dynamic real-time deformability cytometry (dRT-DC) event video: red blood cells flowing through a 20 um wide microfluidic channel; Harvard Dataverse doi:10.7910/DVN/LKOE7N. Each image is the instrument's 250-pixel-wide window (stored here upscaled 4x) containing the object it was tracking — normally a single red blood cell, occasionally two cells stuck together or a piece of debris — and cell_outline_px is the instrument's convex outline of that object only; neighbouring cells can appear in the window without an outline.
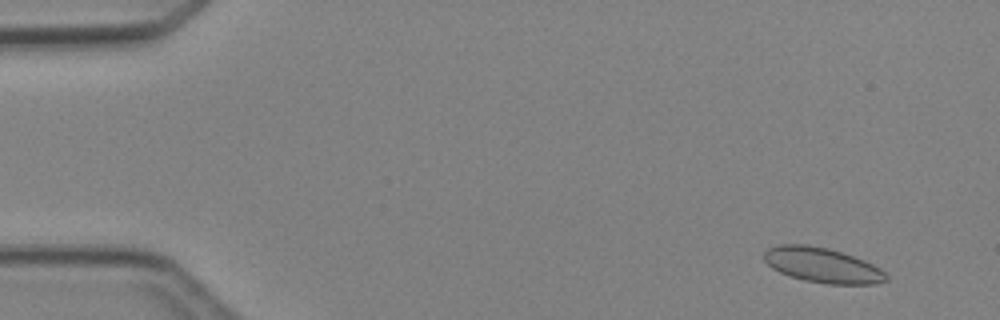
{"species": "Egyptian fruit bat (a non-hibernating species)", "species_latin": "Rousettus aegyptiacus", "temperature_condition": "cold", "stored_images_in_passage": 5, "segment_of_instrument_passage": [1, 2], "camera_frame_rate_fps": 3000, "um_per_image_px": 0.085, "animal": {"sex": "female"}, "frame": {"image": 1, "passage_image": 1, "time_ms": 0.0, "image_size_px": [1000, 320], "cell_outline_px": [[888, 280], [876, 284], [828, 284], [804, 280], [780, 272], [772, 268], [764, 260], [764, 252], [768, 248], [780, 244], [808, 244], [828, 248], [864, 260], [880, 268], [888, 276]], "centroid_in_image_um": [69.9, 22.54], "position_along_channel_um": 15.1, "area_um2": 24.8}}
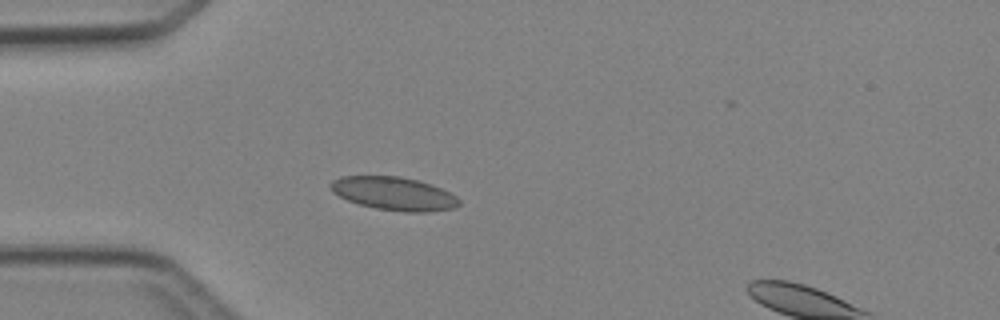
{"frame": {"image": 2, "passage_image": 4, "time_ms": 3.333, "image_size_px": [1000, 320], "cell_outline_px": [[460, 204], [452, 208], [428, 212], [404, 212], [376, 208], [360, 204], [348, 200], [332, 192], [328, 188], [328, 184], [332, 180], [340, 176], [400, 176], [432, 184], [456, 196], [460, 200]], "centroid_in_image_um": [33.44, 16.45], "position_along_channel_um": 51.6, "area_um2": 24.91}}